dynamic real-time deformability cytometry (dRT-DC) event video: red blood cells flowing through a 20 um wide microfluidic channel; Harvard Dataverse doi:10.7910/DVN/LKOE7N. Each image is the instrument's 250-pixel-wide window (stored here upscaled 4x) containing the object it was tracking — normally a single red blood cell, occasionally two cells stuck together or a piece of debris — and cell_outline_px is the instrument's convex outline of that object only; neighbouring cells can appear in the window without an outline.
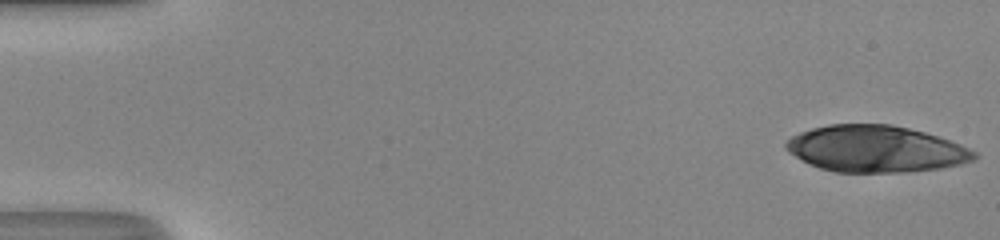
{"species": "human", "species_latin": "Homo sapiens", "temperature_condition": "room temperature", "stored_images_in_passage": 50, "camera_frame_rate_fps": 3000, "um_per_image_px": 0.085, "donor": {"sex": "male"}, "frame": {"image": 1, "passage_image": 1, "time_ms": 0.0, "image_size_px": [1000, 240], "cell_outline_px": [[980, 156], [976, 160], [960, 164], [940, 168], [908, 172], [836, 172], [820, 168], [808, 164], [788, 152], [784, 148], [784, 144], [792, 136], [800, 132], [812, 128], [828, 124], [888, 124], [908, 128], [924, 132], [960, 144], [976, 152]], "centroid_in_image_um": [74.43, 12.66], "position_along_channel_um": 10.6, "area_um2": 51.15}}
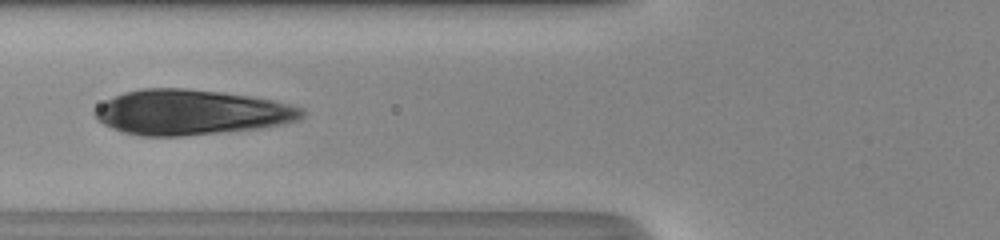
{"frame": {"image": 2, "passage_image": 20, "time_ms": 6.333, "image_size_px": [1000, 240], "cell_outline_px": [[304, 116], [296, 120], [284, 124], [260, 128], [224, 132], [184, 136], [140, 136], [124, 132], [112, 128], [96, 120], [92, 112], [100, 104], [124, 92], [144, 88], [184, 88], [220, 92], [248, 96], [272, 100], [304, 108]], "centroid_in_image_um": [16.23, 9.55], "position_along_channel_um": 109.6, "area_um2": 54.33}}
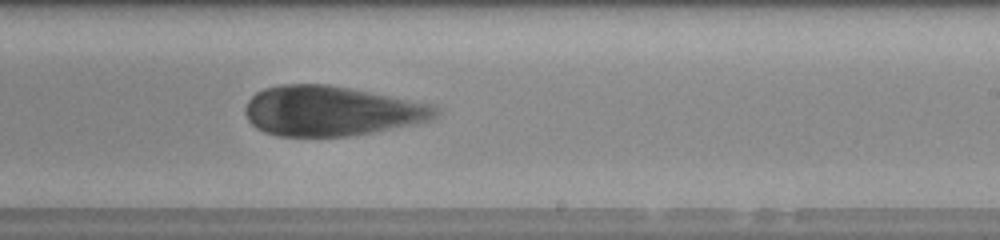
{"frame": {"image": 3, "passage_image": 31, "time_ms": 10.0, "image_size_px": [1000, 240], "cell_outline_px": [[440, 116], [432, 120], [372, 132], [348, 136], [276, 136], [264, 132], [256, 128], [248, 120], [244, 112], [244, 108], [248, 100], [256, 92], [264, 88], [284, 84], [328, 84], [436, 104], [440, 108]], "centroid_in_image_um": [28.19, 9.42], "position_along_channel_um": 260.8, "area_um2": 55.78}}